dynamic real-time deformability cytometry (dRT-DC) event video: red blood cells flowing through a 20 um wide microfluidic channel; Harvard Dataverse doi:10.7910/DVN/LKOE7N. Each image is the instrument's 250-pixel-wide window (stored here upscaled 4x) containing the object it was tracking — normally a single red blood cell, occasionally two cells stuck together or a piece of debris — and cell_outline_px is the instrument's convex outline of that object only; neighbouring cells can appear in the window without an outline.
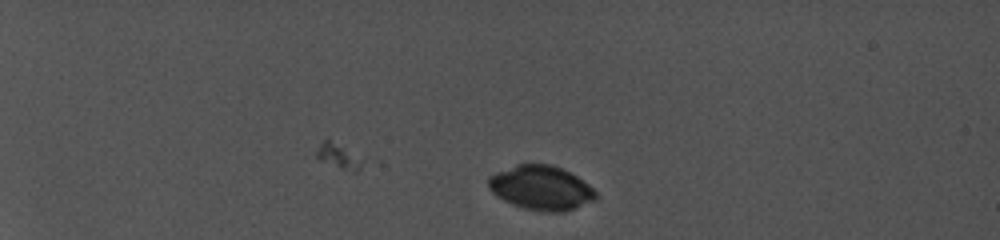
{"species": "common noctule bat (a hibernating species)", "species_latin": "Nyctalus noctula", "temperature_condition": "cold", "stored_images_in_passage": 23, "camera_frame_rate_fps": 5000, "um_per_image_px": 0.085, "animal": {"sex": "female", "body_mass_g": 19.0, "forearm_length_mm": 56.7}, "frame": {"image": 1, "passage_image": 1, "time_ms": 0.0, "image_size_px": [1000, 240], "cell_outline_px": [[600, 196], [596, 200], [576, 208], [564, 212], [540, 212], [524, 208], [512, 204], [496, 196], [488, 188], [488, 176], [496, 172], [516, 164], [552, 164], [576, 176], [588, 184]], "centroid_in_image_um": [45.99, 15.98], "position_along_channel_um": 39.0, "area_um2": 27.98}}
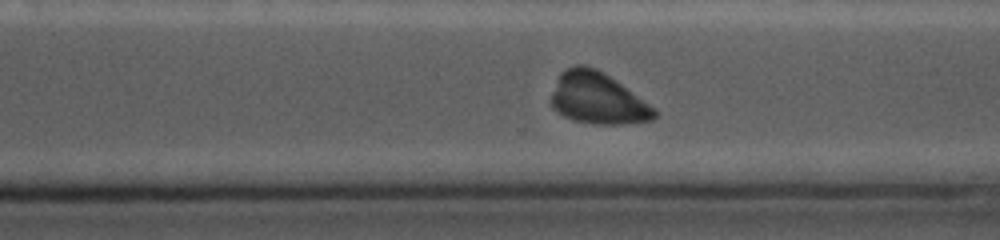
{"frame": {"image": 2, "passage_image": 20, "time_ms": 10.4, "image_size_px": [1000, 240], "cell_outline_px": [[660, 116], [652, 120], [636, 124], [592, 124], [572, 120], [556, 112], [552, 108], [552, 96], [560, 76], [568, 68], [592, 68], [600, 72], [656, 108], [660, 112]], "centroid_in_image_um": [50.88, 8.48], "position_along_channel_um": 319.7, "area_um2": 30.0}}
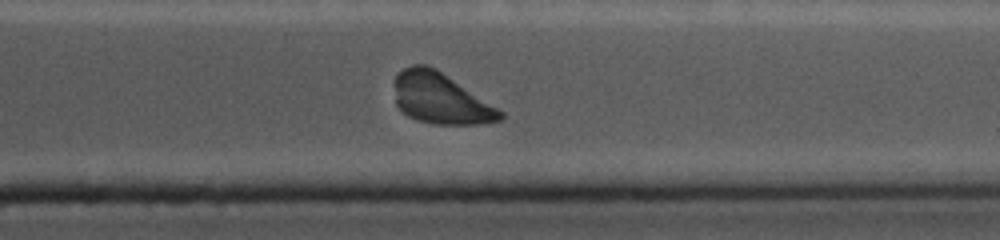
{"frame": {"image": 3, "passage_image": 23, "time_ms": 11.8, "image_size_px": [1000, 240], "cell_outline_px": [[504, 120], [484, 124], [432, 124], [416, 120], [408, 116], [396, 104], [396, 76], [404, 68], [416, 64], [424, 64], [440, 72], [504, 112]], "centroid_in_image_um": [37.47, 8.42], "position_along_channel_um": 373.9, "area_um2": 30.69}}